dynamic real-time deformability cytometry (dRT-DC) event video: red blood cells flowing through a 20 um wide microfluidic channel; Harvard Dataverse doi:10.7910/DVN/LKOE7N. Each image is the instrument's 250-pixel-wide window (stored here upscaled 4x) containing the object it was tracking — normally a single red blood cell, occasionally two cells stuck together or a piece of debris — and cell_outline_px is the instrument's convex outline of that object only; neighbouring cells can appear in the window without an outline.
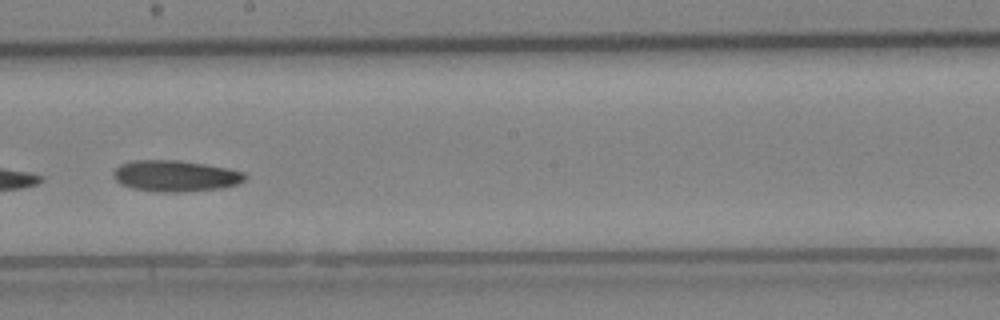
{"species": "Egyptian fruit bat (a non-hibernating species)", "species_latin": "Rousettus aegyptiacus", "temperature_condition": "cold", "stored_images_in_passage": 20, "camera_frame_rate_fps": 3000, "um_per_image_px": 0.085, "animal": {"sex": "female"}, "frame": {"image": 1, "passage_image": 15, "time_ms": 4.667, "image_size_px": [1000, 320], "cell_outline_px": [[248, 176], [244, 180], [236, 184], [220, 188], [180, 192], [156, 192], [132, 188], [120, 184], [112, 176], [112, 172], [120, 164], [132, 160], [180, 160], [228, 168], [244, 172]], "centroid_in_image_um": [14.87, 14.95], "position_along_channel_um": 233.3, "area_um2": 24.04}}